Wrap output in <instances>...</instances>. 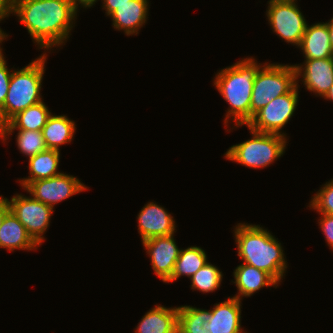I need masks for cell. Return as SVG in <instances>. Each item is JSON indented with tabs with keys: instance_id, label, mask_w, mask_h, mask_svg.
Instances as JSON below:
<instances>
[{
	"instance_id": "4fadbf2b",
	"label": "cell",
	"mask_w": 333,
	"mask_h": 333,
	"mask_svg": "<svg viewBox=\"0 0 333 333\" xmlns=\"http://www.w3.org/2000/svg\"><path fill=\"white\" fill-rule=\"evenodd\" d=\"M137 219L142 242L152 237L174 234L176 229L173 216L154 202L144 205Z\"/></svg>"
},
{
	"instance_id": "e575fe53",
	"label": "cell",
	"mask_w": 333,
	"mask_h": 333,
	"mask_svg": "<svg viewBox=\"0 0 333 333\" xmlns=\"http://www.w3.org/2000/svg\"><path fill=\"white\" fill-rule=\"evenodd\" d=\"M8 35L6 33L3 32V30H1L0 28V44L3 42V40L6 39ZM3 56V53H2V48L0 47V57Z\"/></svg>"
},
{
	"instance_id": "ac0fdd59",
	"label": "cell",
	"mask_w": 333,
	"mask_h": 333,
	"mask_svg": "<svg viewBox=\"0 0 333 333\" xmlns=\"http://www.w3.org/2000/svg\"><path fill=\"white\" fill-rule=\"evenodd\" d=\"M233 275L238 289V295L233 297L240 301L241 297H249L265 286H278V283L268 273L245 263L237 266Z\"/></svg>"
},
{
	"instance_id": "9c48e42d",
	"label": "cell",
	"mask_w": 333,
	"mask_h": 333,
	"mask_svg": "<svg viewBox=\"0 0 333 333\" xmlns=\"http://www.w3.org/2000/svg\"><path fill=\"white\" fill-rule=\"evenodd\" d=\"M8 200L10 211L25 226L28 234L40 246L44 240V232H46L53 208L46 204L35 200L33 197L17 194Z\"/></svg>"
},
{
	"instance_id": "9a60e30c",
	"label": "cell",
	"mask_w": 333,
	"mask_h": 333,
	"mask_svg": "<svg viewBox=\"0 0 333 333\" xmlns=\"http://www.w3.org/2000/svg\"><path fill=\"white\" fill-rule=\"evenodd\" d=\"M52 113L48 110L46 104L41 101L31 105L23 111L13 116L5 125L0 127V138L6 141L8 135L18 130L42 131L46 125L48 117Z\"/></svg>"
},
{
	"instance_id": "f546056e",
	"label": "cell",
	"mask_w": 333,
	"mask_h": 333,
	"mask_svg": "<svg viewBox=\"0 0 333 333\" xmlns=\"http://www.w3.org/2000/svg\"><path fill=\"white\" fill-rule=\"evenodd\" d=\"M131 0H103V8L109 16L113 11L118 9L119 6L129 3Z\"/></svg>"
},
{
	"instance_id": "d590c367",
	"label": "cell",
	"mask_w": 333,
	"mask_h": 333,
	"mask_svg": "<svg viewBox=\"0 0 333 333\" xmlns=\"http://www.w3.org/2000/svg\"><path fill=\"white\" fill-rule=\"evenodd\" d=\"M325 99H329L330 101H333V84L330 87V89L328 90L327 94L323 97Z\"/></svg>"
},
{
	"instance_id": "d4e9b609",
	"label": "cell",
	"mask_w": 333,
	"mask_h": 333,
	"mask_svg": "<svg viewBox=\"0 0 333 333\" xmlns=\"http://www.w3.org/2000/svg\"><path fill=\"white\" fill-rule=\"evenodd\" d=\"M222 277V272L215 265L207 263L190 278L191 288L203 293L213 292L219 288Z\"/></svg>"
},
{
	"instance_id": "7c38bea8",
	"label": "cell",
	"mask_w": 333,
	"mask_h": 333,
	"mask_svg": "<svg viewBox=\"0 0 333 333\" xmlns=\"http://www.w3.org/2000/svg\"><path fill=\"white\" fill-rule=\"evenodd\" d=\"M304 65H294L298 77L310 92L324 97L333 84V57L325 59H305ZM304 66V68H303ZM303 72V74H302Z\"/></svg>"
},
{
	"instance_id": "8fae6325",
	"label": "cell",
	"mask_w": 333,
	"mask_h": 333,
	"mask_svg": "<svg viewBox=\"0 0 333 333\" xmlns=\"http://www.w3.org/2000/svg\"><path fill=\"white\" fill-rule=\"evenodd\" d=\"M173 235L156 236L142 242L151 258L154 273L165 283L171 278L181 251Z\"/></svg>"
},
{
	"instance_id": "8992f818",
	"label": "cell",
	"mask_w": 333,
	"mask_h": 333,
	"mask_svg": "<svg viewBox=\"0 0 333 333\" xmlns=\"http://www.w3.org/2000/svg\"><path fill=\"white\" fill-rule=\"evenodd\" d=\"M297 85L294 65L264 63L255 75L251 95V119L272 99L289 93Z\"/></svg>"
},
{
	"instance_id": "3957f363",
	"label": "cell",
	"mask_w": 333,
	"mask_h": 333,
	"mask_svg": "<svg viewBox=\"0 0 333 333\" xmlns=\"http://www.w3.org/2000/svg\"><path fill=\"white\" fill-rule=\"evenodd\" d=\"M260 67L261 64L249 57L221 69L216 74L214 86L230 105L224 120L225 125L231 117L236 127L247 125L251 120V95L254 78Z\"/></svg>"
},
{
	"instance_id": "d6986e66",
	"label": "cell",
	"mask_w": 333,
	"mask_h": 333,
	"mask_svg": "<svg viewBox=\"0 0 333 333\" xmlns=\"http://www.w3.org/2000/svg\"><path fill=\"white\" fill-rule=\"evenodd\" d=\"M178 307L156 305L141 319L135 333H177Z\"/></svg>"
},
{
	"instance_id": "83f0119b",
	"label": "cell",
	"mask_w": 333,
	"mask_h": 333,
	"mask_svg": "<svg viewBox=\"0 0 333 333\" xmlns=\"http://www.w3.org/2000/svg\"><path fill=\"white\" fill-rule=\"evenodd\" d=\"M12 71L8 70L4 55L0 57V110L7 97Z\"/></svg>"
},
{
	"instance_id": "30bf717a",
	"label": "cell",
	"mask_w": 333,
	"mask_h": 333,
	"mask_svg": "<svg viewBox=\"0 0 333 333\" xmlns=\"http://www.w3.org/2000/svg\"><path fill=\"white\" fill-rule=\"evenodd\" d=\"M25 189L35 200L54 209L55 204L86 190L87 187L75 176L60 173L51 178L32 181Z\"/></svg>"
},
{
	"instance_id": "5b68a950",
	"label": "cell",
	"mask_w": 333,
	"mask_h": 333,
	"mask_svg": "<svg viewBox=\"0 0 333 333\" xmlns=\"http://www.w3.org/2000/svg\"><path fill=\"white\" fill-rule=\"evenodd\" d=\"M249 130L252 138L231 146L225 153L228 160L256 169L269 166L284 154L285 136Z\"/></svg>"
},
{
	"instance_id": "5bb4252c",
	"label": "cell",
	"mask_w": 333,
	"mask_h": 333,
	"mask_svg": "<svg viewBox=\"0 0 333 333\" xmlns=\"http://www.w3.org/2000/svg\"><path fill=\"white\" fill-rule=\"evenodd\" d=\"M208 333H247L241 329V301L236 297L215 304L211 310Z\"/></svg>"
},
{
	"instance_id": "4316f807",
	"label": "cell",
	"mask_w": 333,
	"mask_h": 333,
	"mask_svg": "<svg viewBox=\"0 0 333 333\" xmlns=\"http://www.w3.org/2000/svg\"><path fill=\"white\" fill-rule=\"evenodd\" d=\"M309 207L319 214L333 215V179L313 196Z\"/></svg>"
},
{
	"instance_id": "44dd1931",
	"label": "cell",
	"mask_w": 333,
	"mask_h": 333,
	"mask_svg": "<svg viewBox=\"0 0 333 333\" xmlns=\"http://www.w3.org/2000/svg\"><path fill=\"white\" fill-rule=\"evenodd\" d=\"M75 123L66 115H50L42 129L47 149L60 150V145L71 142L75 133Z\"/></svg>"
},
{
	"instance_id": "ba28073f",
	"label": "cell",
	"mask_w": 333,
	"mask_h": 333,
	"mask_svg": "<svg viewBox=\"0 0 333 333\" xmlns=\"http://www.w3.org/2000/svg\"><path fill=\"white\" fill-rule=\"evenodd\" d=\"M298 83L287 94L272 99L266 106L260 109L248 122L247 127L257 132L278 134L292 117L298 103Z\"/></svg>"
},
{
	"instance_id": "52a82bcc",
	"label": "cell",
	"mask_w": 333,
	"mask_h": 333,
	"mask_svg": "<svg viewBox=\"0 0 333 333\" xmlns=\"http://www.w3.org/2000/svg\"><path fill=\"white\" fill-rule=\"evenodd\" d=\"M296 1L270 0L266 15L273 31L287 43L298 47L308 23Z\"/></svg>"
},
{
	"instance_id": "6da1fadb",
	"label": "cell",
	"mask_w": 333,
	"mask_h": 333,
	"mask_svg": "<svg viewBox=\"0 0 333 333\" xmlns=\"http://www.w3.org/2000/svg\"><path fill=\"white\" fill-rule=\"evenodd\" d=\"M77 9L70 0H12V13L41 49L60 46L69 38Z\"/></svg>"
},
{
	"instance_id": "603a6c76",
	"label": "cell",
	"mask_w": 333,
	"mask_h": 333,
	"mask_svg": "<svg viewBox=\"0 0 333 333\" xmlns=\"http://www.w3.org/2000/svg\"><path fill=\"white\" fill-rule=\"evenodd\" d=\"M211 310L192 306L178 307L177 333H208Z\"/></svg>"
},
{
	"instance_id": "d6a6232c",
	"label": "cell",
	"mask_w": 333,
	"mask_h": 333,
	"mask_svg": "<svg viewBox=\"0 0 333 333\" xmlns=\"http://www.w3.org/2000/svg\"><path fill=\"white\" fill-rule=\"evenodd\" d=\"M74 7L78 10V5L83 6V8L92 7V5L97 2V0H70Z\"/></svg>"
},
{
	"instance_id": "e0dca14e",
	"label": "cell",
	"mask_w": 333,
	"mask_h": 333,
	"mask_svg": "<svg viewBox=\"0 0 333 333\" xmlns=\"http://www.w3.org/2000/svg\"><path fill=\"white\" fill-rule=\"evenodd\" d=\"M305 59H325L333 57L329 31L326 23L307 24L300 45Z\"/></svg>"
},
{
	"instance_id": "f1b7e54d",
	"label": "cell",
	"mask_w": 333,
	"mask_h": 333,
	"mask_svg": "<svg viewBox=\"0 0 333 333\" xmlns=\"http://www.w3.org/2000/svg\"><path fill=\"white\" fill-rule=\"evenodd\" d=\"M321 216V219H319L320 229L325 236L327 244L333 250V215L321 214Z\"/></svg>"
},
{
	"instance_id": "2e32d148",
	"label": "cell",
	"mask_w": 333,
	"mask_h": 333,
	"mask_svg": "<svg viewBox=\"0 0 333 333\" xmlns=\"http://www.w3.org/2000/svg\"><path fill=\"white\" fill-rule=\"evenodd\" d=\"M148 4V0H131L119 6L109 15L114 29L123 30L128 36L138 34L139 29L147 21Z\"/></svg>"
},
{
	"instance_id": "1f68e13d",
	"label": "cell",
	"mask_w": 333,
	"mask_h": 333,
	"mask_svg": "<svg viewBox=\"0 0 333 333\" xmlns=\"http://www.w3.org/2000/svg\"><path fill=\"white\" fill-rule=\"evenodd\" d=\"M9 212H10V207L7 198H3L2 196H0V227L2 225L5 216Z\"/></svg>"
},
{
	"instance_id": "484cf974",
	"label": "cell",
	"mask_w": 333,
	"mask_h": 333,
	"mask_svg": "<svg viewBox=\"0 0 333 333\" xmlns=\"http://www.w3.org/2000/svg\"><path fill=\"white\" fill-rule=\"evenodd\" d=\"M16 139L18 149L29 158L47 150L42 131L18 130Z\"/></svg>"
},
{
	"instance_id": "7a4b0ae2",
	"label": "cell",
	"mask_w": 333,
	"mask_h": 333,
	"mask_svg": "<svg viewBox=\"0 0 333 333\" xmlns=\"http://www.w3.org/2000/svg\"><path fill=\"white\" fill-rule=\"evenodd\" d=\"M234 236L238 256L244 263L265 271L280 283L287 269L281 243L262 226L247 223L236 225Z\"/></svg>"
},
{
	"instance_id": "ffe728a7",
	"label": "cell",
	"mask_w": 333,
	"mask_h": 333,
	"mask_svg": "<svg viewBox=\"0 0 333 333\" xmlns=\"http://www.w3.org/2000/svg\"><path fill=\"white\" fill-rule=\"evenodd\" d=\"M38 244L28 234L25 226L10 211L4 218L0 227V248L9 251L15 249H37Z\"/></svg>"
},
{
	"instance_id": "277c9868",
	"label": "cell",
	"mask_w": 333,
	"mask_h": 333,
	"mask_svg": "<svg viewBox=\"0 0 333 333\" xmlns=\"http://www.w3.org/2000/svg\"><path fill=\"white\" fill-rule=\"evenodd\" d=\"M46 56L43 54L24 68L12 71L7 97L0 110V127L17 113L42 101L40 91Z\"/></svg>"
},
{
	"instance_id": "cb8c5ba5",
	"label": "cell",
	"mask_w": 333,
	"mask_h": 333,
	"mask_svg": "<svg viewBox=\"0 0 333 333\" xmlns=\"http://www.w3.org/2000/svg\"><path fill=\"white\" fill-rule=\"evenodd\" d=\"M207 261V255L200 247L191 246L184 250L181 249L173 274L166 283L173 282L183 275L191 278L208 263Z\"/></svg>"
},
{
	"instance_id": "4dcf8cb0",
	"label": "cell",
	"mask_w": 333,
	"mask_h": 333,
	"mask_svg": "<svg viewBox=\"0 0 333 333\" xmlns=\"http://www.w3.org/2000/svg\"><path fill=\"white\" fill-rule=\"evenodd\" d=\"M12 13V0H0V21Z\"/></svg>"
},
{
	"instance_id": "836d02e7",
	"label": "cell",
	"mask_w": 333,
	"mask_h": 333,
	"mask_svg": "<svg viewBox=\"0 0 333 333\" xmlns=\"http://www.w3.org/2000/svg\"><path fill=\"white\" fill-rule=\"evenodd\" d=\"M326 24H327L328 31H329L331 48L333 50V17L331 18V20L329 22H326Z\"/></svg>"
},
{
	"instance_id": "7402d4cb",
	"label": "cell",
	"mask_w": 333,
	"mask_h": 333,
	"mask_svg": "<svg viewBox=\"0 0 333 333\" xmlns=\"http://www.w3.org/2000/svg\"><path fill=\"white\" fill-rule=\"evenodd\" d=\"M60 162V150L47 149L29 158V174L27 178L20 180V184L25 188L30 182L39 179H47L56 176Z\"/></svg>"
}]
</instances>
